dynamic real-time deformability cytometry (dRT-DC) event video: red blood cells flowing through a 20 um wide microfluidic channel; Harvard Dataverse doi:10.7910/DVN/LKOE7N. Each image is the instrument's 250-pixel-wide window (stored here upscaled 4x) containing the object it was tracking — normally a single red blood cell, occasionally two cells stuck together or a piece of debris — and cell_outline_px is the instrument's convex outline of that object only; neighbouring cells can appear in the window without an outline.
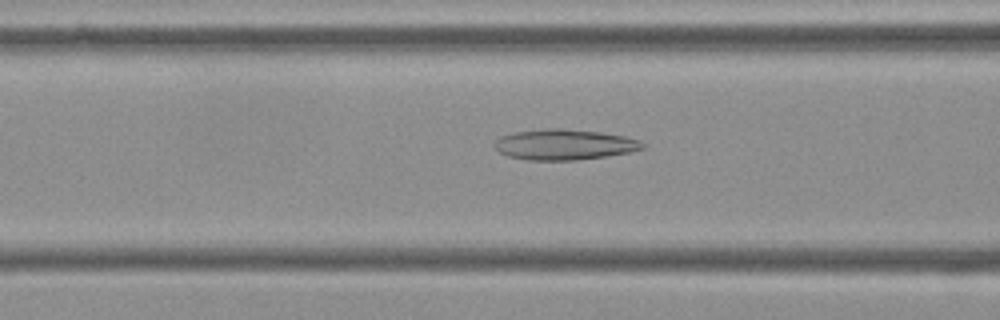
{"species": "Egyptian fruit bat (a non-hibernating species)", "species_latin": "Rousettus aegyptiacus", "temperature_condition": "cold", "stored_images_in_passage": 55, "camera_frame_rate_fps": 3000, "um_per_image_px": 0.085, "frame": {"image": 1, "passage_image": 21, "time_ms": 6.667, "image_size_px": [1000, 320], "cell_outline_px": [[644, 148], [632, 152], [608, 156], [576, 160], [528, 160], [508, 156], [500, 152], [492, 144], [500, 136], [512, 132], [544, 128], [560, 128], [600, 132], [624, 136], [640, 140], [644, 144]], "centroid_in_image_um": [47.96, 12.28], "position_along_channel_um": 118.6, "area_um2": 26.59}}
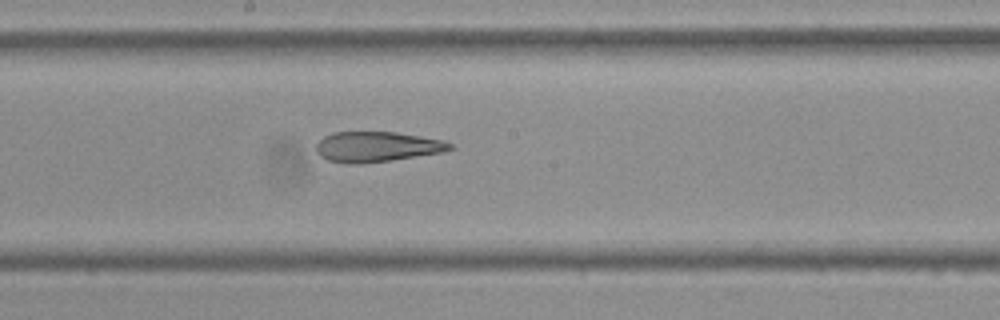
{"frame": {"image": 2, "passage_image": 29, "time_ms": 9.333, "image_size_px": [1000, 320], "cell_outline_px": [[452, 148], [440, 152], [392, 160], [360, 164], [352, 164], [328, 160], [320, 156], [316, 152], [316, 144], [324, 136], [332, 132], [396, 132], [444, 140], [452, 144]], "centroid_in_image_um": [31.99, 12.47], "position_along_channel_um": 216.2, "area_um2": 23.47}}
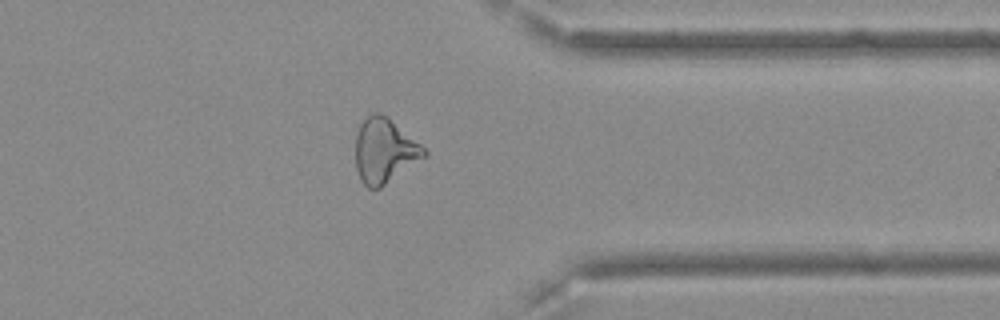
{"frame": {"image": 3, "passage_image": 43, "time_ms": 14.0, "image_size_px": [1000, 320], "cell_outline_px": [[428, 156], [380, 188], [368, 188], [360, 180], [356, 168], [356, 132], [360, 124], [372, 112], [380, 112], [388, 116], [420, 144], [428, 152]], "centroid_in_image_um": [32.69, 12.81], "position_along_channel_um": 378.7, "area_um2": 26.01}, "authors_computed_cell_mechanics": {"area_um2": 27.2816, "velocity_mm_per_s": 3.6428, "shape_relaxation_time_tau1_ms": null, "shape_relaxation_time_tau2_ms": 6.2873, "deformation_change_tau1": null, "deformation_change_tau2": 0.1937}}